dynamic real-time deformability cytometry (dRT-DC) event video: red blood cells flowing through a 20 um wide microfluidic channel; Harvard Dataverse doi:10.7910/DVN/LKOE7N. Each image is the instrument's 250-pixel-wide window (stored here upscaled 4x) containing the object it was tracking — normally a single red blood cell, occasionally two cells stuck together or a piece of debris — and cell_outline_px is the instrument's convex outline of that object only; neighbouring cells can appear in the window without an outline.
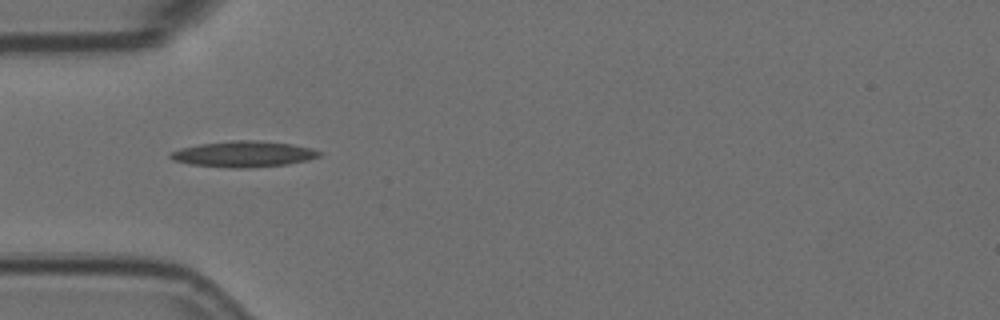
{"species": "Egyptian fruit bat (a non-hibernating species)", "species_latin": "Rousettus aegyptiacus", "temperature_condition": "room temperature", "stored_images_in_passage": 36, "camera_frame_rate_fps": 3000, "um_per_image_px": 0.085, "animal": {"sex": "female"}, "frame": {"image": 1, "passage_image": 1, "time_ms": 0.0, "image_size_px": [1000, 320], "cell_outline_px": [[324, 152], [320, 156], [308, 160], [288, 164], [248, 168], [232, 168], [188, 164], [172, 160], [168, 156], [172, 152], [180, 148], [200, 144], [232, 140], [256, 140], [292, 144], [312, 148]], "centroid_in_image_um": [20.72, 13.1], "position_along_channel_um": 64.3, "area_um2": 22.66}}
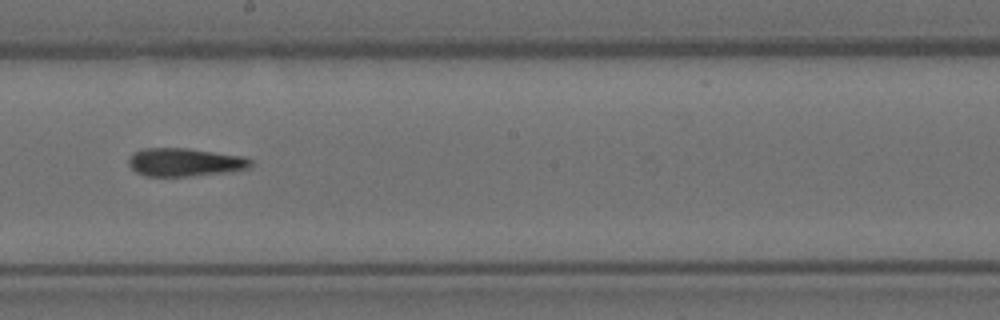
{"frame": {"image": 2, "passage_image": 15, "time_ms": 4.667, "image_size_px": [1000, 320], "cell_outline_px": [[252, 164], [248, 168], [224, 172], [192, 176], [144, 176], [136, 172], [128, 164], [128, 160], [136, 152], [144, 148], [188, 148], [244, 156], [252, 160]], "centroid_in_image_um": [15.71, 13.79], "position_along_channel_um": 232.5, "area_um2": 19.94}}
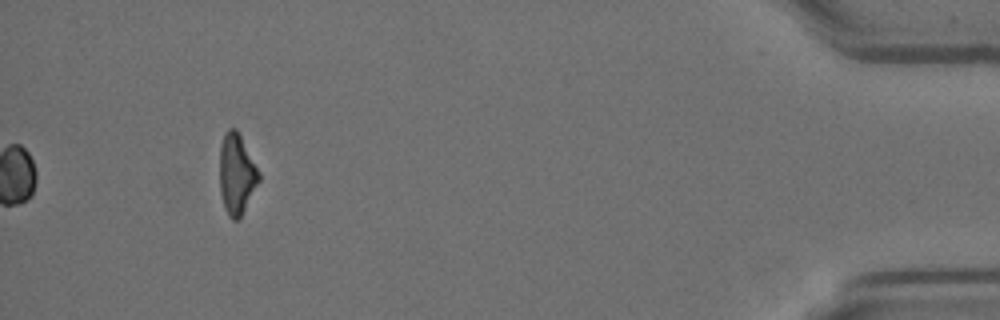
{"frame": {"image": 3, "passage_image": 36, "time_ms": 11.667, "image_size_px": [1000, 320], "cell_outline_px": [[260, 180], [240, 220], [232, 220], [228, 216], [224, 208], [220, 192], [220, 144], [224, 132], [228, 128], [236, 128], [260, 172]], "centroid_in_image_um": [20.11, 14.82], "position_along_channel_um": 415.1, "area_um2": 18.67}}